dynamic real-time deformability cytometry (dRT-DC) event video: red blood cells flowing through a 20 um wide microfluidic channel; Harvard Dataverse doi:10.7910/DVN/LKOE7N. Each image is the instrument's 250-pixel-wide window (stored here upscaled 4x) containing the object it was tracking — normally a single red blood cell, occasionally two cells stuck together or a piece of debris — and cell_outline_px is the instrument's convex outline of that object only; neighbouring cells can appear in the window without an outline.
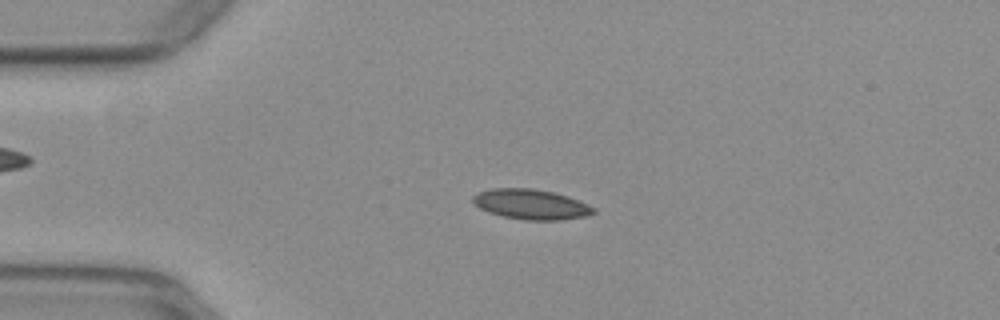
{"species": "common noctule bat (a hibernating species)", "species_latin": "Nyctalus noctula", "temperature_condition": "warm", "stored_images_in_passage": 52, "camera_frame_rate_fps": 3000, "um_per_image_px": 0.085, "animal": {"sex": "female", "body_mass_g": 29.2, "forearm_length_mm": 56.3}, "frame": {"image": 1, "passage_image": 12, "time_ms": 3.667, "image_size_px": [1000, 320], "cell_outline_px": [[596, 212], [588, 216], [560, 220], [524, 220], [504, 216], [488, 212], [480, 208], [472, 200], [472, 196], [476, 192], [492, 188], [532, 188], [552, 192], [568, 196], [588, 204], [596, 208]], "centroid_in_image_um": [45.15, 17.36], "position_along_channel_um": 39.8, "area_um2": 21.27}}
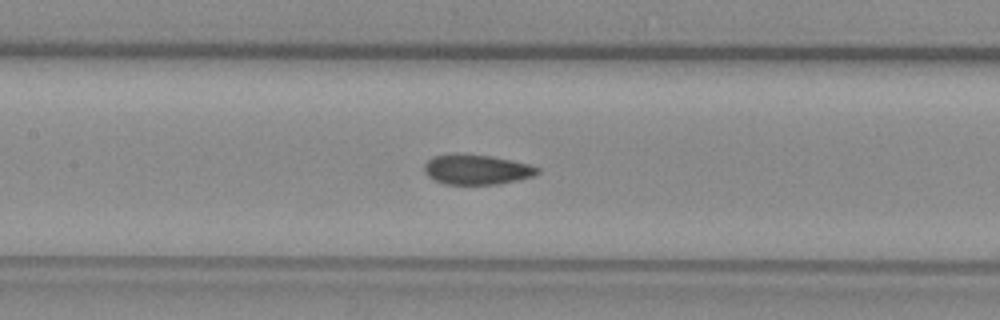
{"frame": {"image": 2, "passage_image": 24, "time_ms": 7.667, "image_size_px": [1000, 320], "cell_outline_px": [[540, 172], [532, 176], [516, 180], [496, 184], [444, 184], [428, 176], [424, 172], [424, 164], [432, 156], [492, 156], [512, 160], [528, 164], [540, 168]], "centroid_in_image_um": [40.54, 14.44], "position_along_channel_um": 166.9, "area_um2": 19.07}}
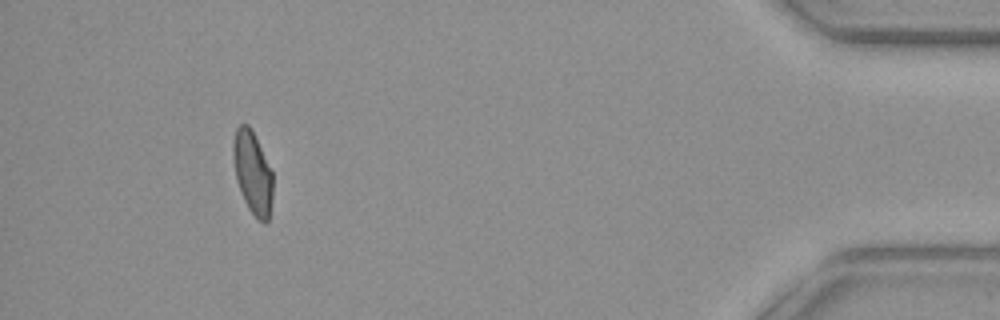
{"frame": {"image": 3, "passage_image": 48, "time_ms": 15.667, "image_size_px": [1000, 320], "cell_outline_px": [[272, 200], [268, 220], [264, 224], [248, 208], [240, 192], [236, 180], [232, 156], [232, 144], [236, 128], [240, 124], [248, 124], [252, 128], [272, 172]], "centroid_in_image_um": [21.45, 14.64], "position_along_channel_um": 413.8, "area_um2": 19.19}, "authors_computed_cell_mechanics": {"area_um2": 20.0566, "velocity_mm_per_s": 3.9275, "shape_relaxation_time_tau1_ms": null, "shape_relaxation_time_tau2_ms": 1.6577, "deformation_change_tau1": null, "deformation_change_tau2": 0.0678}}